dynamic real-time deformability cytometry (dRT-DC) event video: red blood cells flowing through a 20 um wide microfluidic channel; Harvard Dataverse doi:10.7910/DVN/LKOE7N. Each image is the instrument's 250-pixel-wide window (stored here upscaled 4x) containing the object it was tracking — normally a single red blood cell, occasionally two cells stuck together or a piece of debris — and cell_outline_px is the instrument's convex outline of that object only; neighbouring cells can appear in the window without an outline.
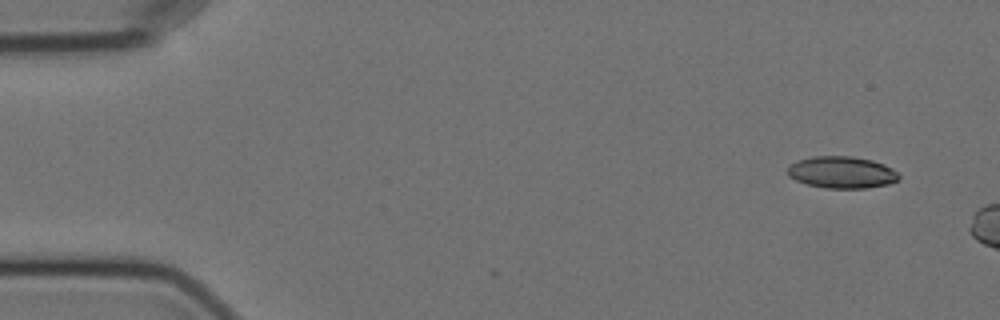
{"species": "Egyptian fruit bat (a non-hibernating species)", "species_latin": "Rousettus aegyptiacus", "temperature_condition": "cold", "stored_images_in_passage": 7, "camera_frame_rate_fps": 3000, "um_per_image_px": 0.085, "animal": {"sex": "female"}, "frame": {"image": 1, "passage_image": 2, "time_ms": 0.333, "image_size_px": [1000, 320], "cell_outline_px": [[900, 180], [888, 184], [864, 188], [824, 188], [808, 184], [796, 180], [788, 176], [788, 168], [792, 164], [800, 160], [812, 156], [852, 156], [872, 160], [884, 164], [892, 168], [900, 176]], "centroid_in_image_um": [71.58, 14.65], "position_along_channel_um": 13.4, "area_um2": 20.58}}